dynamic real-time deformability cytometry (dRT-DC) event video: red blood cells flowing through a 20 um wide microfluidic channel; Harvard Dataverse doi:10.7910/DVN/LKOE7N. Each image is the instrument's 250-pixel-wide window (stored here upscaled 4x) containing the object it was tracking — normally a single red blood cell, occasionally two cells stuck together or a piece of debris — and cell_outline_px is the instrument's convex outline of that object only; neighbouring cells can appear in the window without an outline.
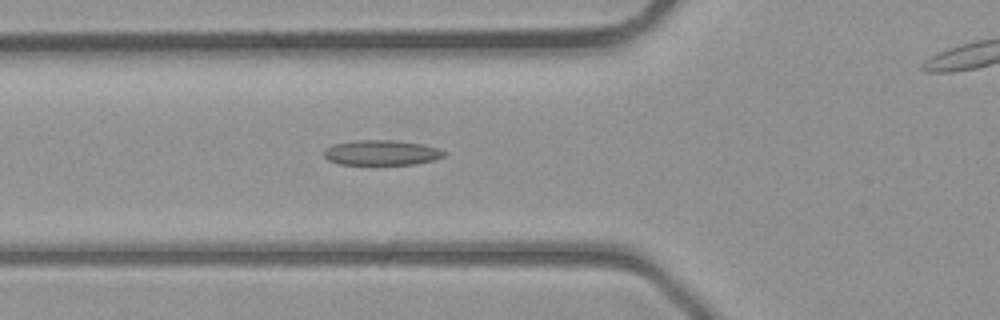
{"species": "common noctule bat (a hibernating species)", "species_latin": "Nyctalus noctula", "temperature_condition": "room temperature", "stored_images_in_passage": 39, "camera_frame_rate_fps": 3000, "um_per_image_px": 0.085, "animal": {"sex": "male", "body_mass_g": 23.1, "forearm_length_mm": 52.7}, "frame": {"image": 1, "passage_image": 13, "time_ms": 4.0, "image_size_px": [1000, 320], "cell_outline_px": [[448, 152], [444, 156], [432, 160], [412, 164], [340, 164], [328, 160], [324, 156], [324, 148], [332, 144], [356, 140], [392, 140], [424, 144], [440, 148]], "centroid_in_image_um": [32.43, 12.96], "position_along_channel_um": 93.4, "area_um2": 17.63}}
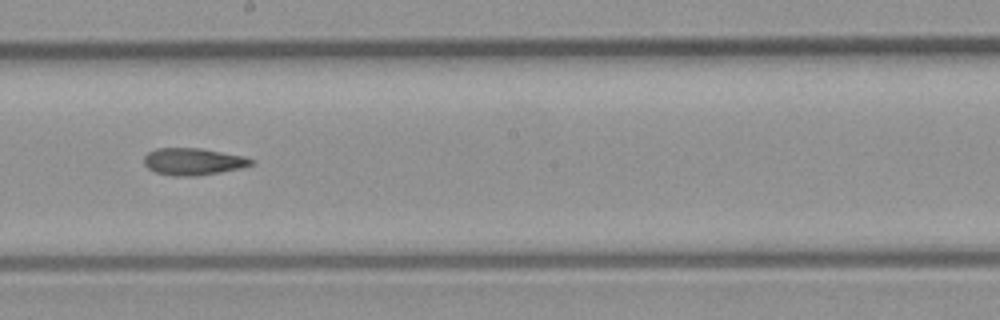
{"frame": {"image": 2, "passage_image": 21, "time_ms": 6.667, "image_size_px": [1000, 320], "cell_outline_px": [[256, 164], [240, 168], [220, 172], [196, 176], [172, 176], [156, 172], [148, 168], [144, 164], [144, 156], [148, 152], [156, 148], [200, 148], [244, 156], [256, 160]], "centroid_in_image_um": [16.44, 13.73], "position_along_channel_um": 231.8, "area_um2": 16.99}}
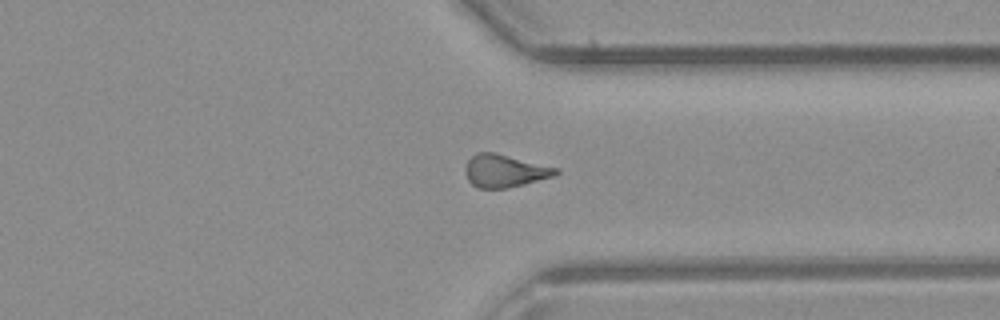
{"frame": {"image": 3, "passage_image": 29, "time_ms": 9.333, "image_size_px": [1000, 320], "cell_outline_px": [[560, 172], [552, 176], [524, 184], [508, 188], [476, 188], [468, 180], [464, 172], [464, 168], [468, 160], [476, 152], [492, 152], [560, 168]], "centroid_in_image_um": [42.87, 14.52], "position_along_channel_um": 368.5, "area_um2": 17.22}}